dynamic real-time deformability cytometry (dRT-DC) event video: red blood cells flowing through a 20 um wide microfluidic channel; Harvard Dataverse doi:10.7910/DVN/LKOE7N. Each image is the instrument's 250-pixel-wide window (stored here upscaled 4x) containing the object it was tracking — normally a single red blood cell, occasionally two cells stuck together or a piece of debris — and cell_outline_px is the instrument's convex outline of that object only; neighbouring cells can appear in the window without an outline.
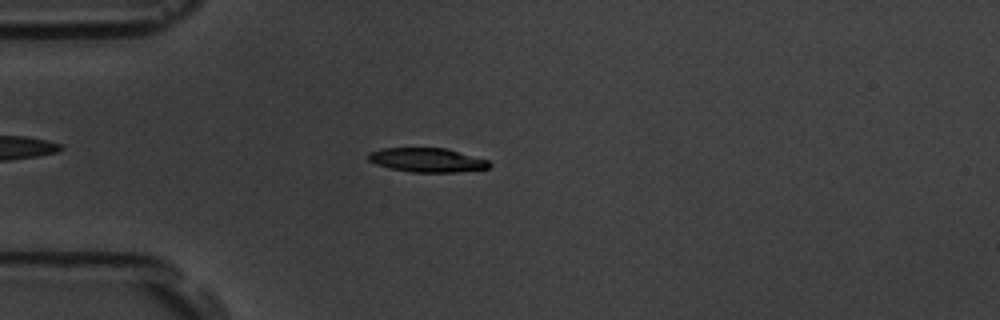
{"species": "common noctule bat (a hibernating species)", "species_latin": "Nyctalus noctula", "temperature_condition": "room temperature", "stored_images_in_passage": 50, "camera_frame_rate_fps": 3000, "um_per_image_px": 0.085, "animal": {"sex": "male", "body_mass_g": 19.5, "forearm_length_mm": 54.6}, "frame": {"image": 1, "passage_image": 10, "time_ms": 3.0, "image_size_px": [1000, 320], "cell_outline_px": [[492, 164], [488, 168], [456, 172], [412, 172], [388, 168], [376, 164], [368, 160], [368, 156], [372, 152], [384, 148], [444, 148], [488, 160]], "centroid_in_image_um": [36.3, 13.61], "position_along_channel_um": 48.7, "area_um2": 16.76}}
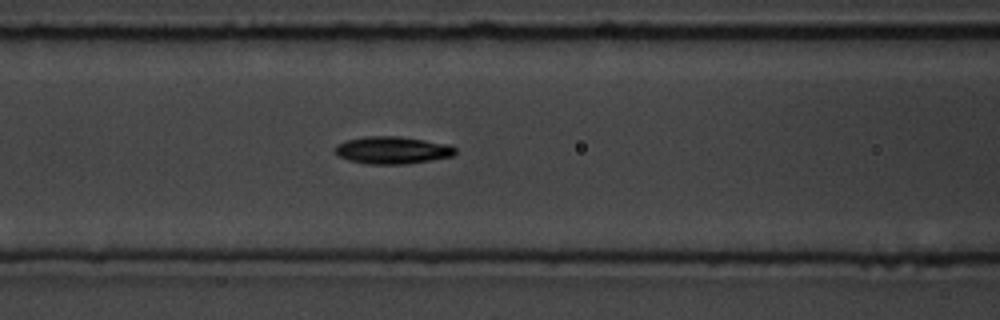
{"frame": {"image": 2, "passage_image": 18, "time_ms": 5.667, "image_size_px": [1000, 320], "cell_outline_px": [[456, 152], [452, 156], [404, 164], [368, 164], [348, 160], [340, 156], [336, 152], [336, 144], [344, 140], [364, 136], [400, 136], [452, 144], [456, 148]], "centroid_in_image_um": [33.36, 12.74], "position_along_channel_um": 133.2, "area_um2": 19.25}}
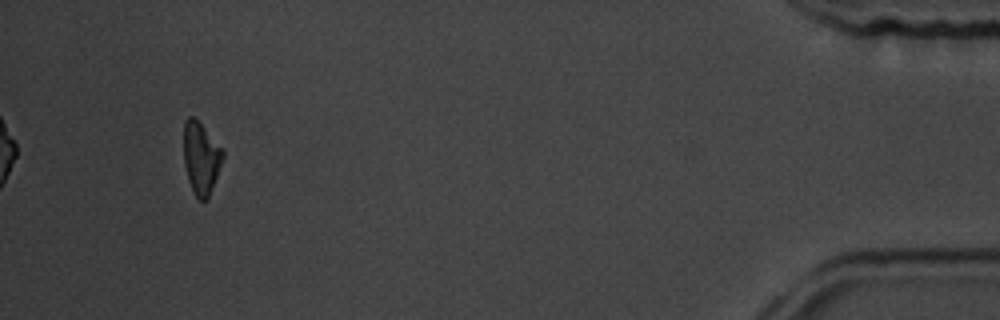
{"frame": {"image": 3, "passage_image": 47, "time_ms": 15.333, "image_size_px": [1000, 320], "cell_outline_px": [[224, 156], [208, 196], [204, 200], [200, 200], [192, 192], [188, 180], [184, 164], [184, 120], [188, 116], [192, 116], [224, 148]], "centroid_in_image_um": [17.08, 13.4], "position_along_channel_um": 418.1, "area_um2": 16.24}, "authors_computed_cell_mechanics": {"area_um2": 17.8602, "velocity_mm_per_s": 3.7077, "shape_relaxation_time_tau1_ms": 2.6541, "shape_relaxation_time_tau2_ms": 6.7194, "deformation_change_tau1": 0.1102, "deformation_change_tau2": 0.1291}}